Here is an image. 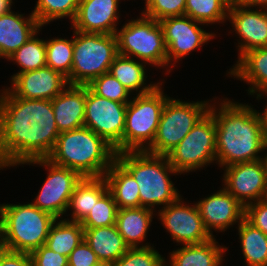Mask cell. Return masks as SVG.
<instances>
[{
  "mask_svg": "<svg viewBox=\"0 0 267 266\" xmlns=\"http://www.w3.org/2000/svg\"><path fill=\"white\" fill-rule=\"evenodd\" d=\"M186 0H151L141 13L158 22L169 17L185 15Z\"/></svg>",
  "mask_w": 267,
  "mask_h": 266,
  "instance_id": "cell-38",
  "label": "cell"
},
{
  "mask_svg": "<svg viewBox=\"0 0 267 266\" xmlns=\"http://www.w3.org/2000/svg\"><path fill=\"white\" fill-rule=\"evenodd\" d=\"M127 104L100 97L86 86L84 127L104 138L116 153L123 152Z\"/></svg>",
  "mask_w": 267,
  "mask_h": 266,
  "instance_id": "cell-14",
  "label": "cell"
},
{
  "mask_svg": "<svg viewBox=\"0 0 267 266\" xmlns=\"http://www.w3.org/2000/svg\"><path fill=\"white\" fill-rule=\"evenodd\" d=\"M51 37V38H50ZM46 36V63L47 66L68 77L71 73L73 62V35L69 38L58 35Z\"/></svg>",
  "mask_w": 267,
  "mask_h": 266,
  "instance_id": "cell-34",
  "label": "cell"
},
{
  "mask_svg": "<svg viewBox=\"0 0 267 266\" xmlns=\"http://www.w3.org/2000/svg\"><path fill=\"white\" fill-rule=\"evenodd\" d=\"M223 96H214L209 108L216 123V165L220 171L228 165L263 159L266 153L259 110L249 102Z\"/></svg>",
  "mask_w": 267,
  "mask_h": 266,
  "instance_id": "cell-2",
  "label": "cell"
},
{
  "mask_svg": "<svg viewBox=\"0 0 267 266\" xmlns=\"http://www.w3.org/2000/svg\"><path fill=\"white\" fill-rule=\"evenodd\" d=\"M217 240V237H213L200 244L179 245L167 253L165 266H224L227 261L224 258L230 247L222 242L220 245Z\"/></svg>",
  "mask_w": 267,
  "mask_h": 266,
  "instance_id": "cell-22",
  "label": "cell"
},
{
  "mask_svg": "<svg viewBox=\"0 0 267 266\" xmlns=\"http://www.w3.org/2000/svg\"><path fill=\"white\" fill-rule=\"evenodd\" d=\"M171 166L187 175L216 166V123L208 111L167 155ZM188 173V174H187Z\"/></svg>",
  "mask_w": 267,
  "mask_h": 266,
  "instance_id": "cell-10",
  "label": "cell"
},
{
  "mask_svg": "<svg viewBox=\"0 0 267 266\" xmlns=\"http://www.w3.org/2000/svg\"><path fill=\"white\" fill-rule=\"evenodd\" d=\"M265 161H266V165H267V151L265 153V157H264Z\"/></svg>",
  "mask_w": 267,
  "mask_h": 266,
  "instance_id": "cell-49",
  "label": "cell"
},
{
  "mask_svg": "<svg viewBox=\"0 0 267 266\" xmlns=\"http://www.w3.org/2000/svg\"><path fill=\"white\" fill-rule=\"evenodd\" d=\"M95 94L119 103H129L132 94L109 72L95 78L87 85Z\"/></svg>",
  "mask_w": 267,
  "mask_h": 266,
  "instance_id": "cell-36",
  "label": "cell"
},
{
  "mask_svg": "<svg viewBox=\"0 0 267 266\" xmlns=\"http://www.w3.org/2000/svg\"><path fill=\"white\" fill-rule=\"evenodd\" d=\"M213 98L186 101L170 97L162 110L152 144L145 150L155 155H167L209 111Z\"/></svg>",
  "mask_w": 267,
  "mask_h": 266,
  "instance_id": "cell-9",
  "label": "cell"
},
{
  "mask_svg": "<svg viewBox=\"0 0 267 266\" xmlns=\"http://www.w3.org/2000/svg\"><path fill=\"white\" fill-rule=\"evenodd\" d=\"M165 257L154 245L149 247L129 248L114 266H165Z\"/></svg>",
  "mask_w": 267,
  "mask_h": 266,
  "instance_id": "cell-37",
  "label": "cell"
},
{
  "mask_svg": "<svg viewBox=\"0 0 267 266\" xmlns=\"http://www.w3.org/2000/svg\"><path fill=\"white\" fill-rule=\"evenodd\" d=\"M245 219L267 235V198L248 205L245 208Z\"/></svg>",
  "mask_w": 267,
  "mask_h": 266,
  "instance_id": "cell-40",
  "label": "cell"
},
{
  "mask_svg": "<svg viewBox=\"0 0 267 266\" xmlns=\"http://www.w3.org/2000/svg\"><path fill=\"white\" fill-rule=\"evenodd\" d=\"M127 1H129V0H127ZM142 1H145V2H141V3H144V5L142 8H140V10H142L144 7H146L151 0H142ZM125 2H126V0H125ZM134 2H135V0H134Z\"/></svg>",
  "mask_w": 267,
  "mask_h": 266,
  "instance_id": "cell-48",
  "label": "cell"
},
{
  "mask_svg": "<svg viewBox=\"0 0 267 266\" xmlns=\"http://www.w3.org/2000/svg\"><path fill=\"white\" fill-rule=\"evenodd\" d=\"M73 33V62L69 85H89L95 78L108 73L118 55L116 34Z\"/></svg>",
  "mask_w": 267,
  "mask_h": 266,
  "instance_id": "cell-7",
  "label": "cell"
},
{
  "mask_svg": "<svg viewBox=\"0 0 267 266\" xmlns=\"http://www.w3.org/2000/svg\"><path fill=\"white\" fill-rule=\"evenodd\" d=\"M84 240L96 254L99 261L115 263L129 246L115 225L96 228H84Z\"/></svg>",
  "mask_w": 267,
  "mask_h": 266,
  "instance_id": "cell-27",
  "label": "cell"
},
{
  "mask_svg": "<svg viewBox=\"0 0 267 266\" xmlns=\"http://www.w3.org/2000/svg\"><path fill=\"white\" fill-rule=\"evenodd\" d=\"M118 209L112 194L107 191L80 224L83 228L115 225Z\"/></svg>",
  "mask_w": 267,
  "mask_h": 266,
  "instance_id": "cell-35",
  "label": "cell"
},
{
  "mask_svg": "<svg viewBox=\"0 0 267 266\" xmlns=\"http://www.w3.org/2000/svg\"><path fill=\"white\" fill-rule=\"evenodd\" d=\"M156 211L146 207L118 209L116 226L129 248L149 247L154 245L147 239Z\"/></svg>",
  "mask_w": 267,
  "mask_h": 266,
  "instance_id": "cell-24",
  "label": "cell"
},
{
  "mask_svg": "<svg viewBox=\"0 0 267 266\" xmlns=\"http://www.w3.org/2000/svg\"><path fill=\"white\" fill-rule=\"evenodd\" d=\"M0 266H33L29 253L7 250L1 244Z\"/></svg>",
  "mask_w": 267,
  "mask_h": 266,
  "instance_id": "cell-42",
  "label": "cell"
},
{
  "mask_svg": "<svg viewBox=\"0 0 267 266\" xmlns=\"http://www.w3.org/2000/svg\"><path fill=\"white\" fill-rule=\"evenodd\" d=\"M159 23L162 26L164 41L167 48V76L178 68L180 61L196 50L202 51L203 46L217 38V33L207 30L204 25L187 15L165 18ZM206 28V29H204ZM176 63H178L176 65ZM174 68V69H173Z\"/></svg>",
  "mask_w": 267,
  "mask_h": 266,
  "instance_id": "cell-12",
  "label": "cell"
},
{
  "mask_svg": "<svg viewBox=\"0 0 267 266\" xmlns=\"http://www.w3.org/2000/svg\"><path fill=\"white\" fill-rule=\"evenodd\" d=\"M56 165L84 177H103L116 160V151L104 138L87 127L62 132L47 157Z\"/></svg>",
  "mask_w": 267,
  "mask_h": 266,
  "instance_id": "cell-4",
  "label": "cell"
},
{
  "mask_svg": "<svg viewBox=\"0 0 267 266\" xmlns=\"http://www.w3.org/2000/svg\"><path fill=\"white\" fill-rule=\"evenodd\" d=\"M107 191L108 185L104 177L82 178L74 188L63 219L81 222Z\"/></svg>",
  "mask_w": 267,
  "mask_h": 266,
  "instance_id": "cell-26",
  "label": "cell"
},
{
  "mask_svg": "<svg viewBox=\"0 0 267 266\" xmlns=\"http://www.w3.org/2000/svg\"><path fill=\"white\" fill-rule=\"evenodd\" d=\"M232 0H186L185 15L208 27L227 25ZM222 24V25H221Z\"/></svg>",
  "mask_w": 267,
  "mask_h": 266,
  "instance_id": "cell-32",
  "label": "cell"
},
{
  "mask_svg": "<svg viewBox=\"0 0 267 266\" xmlns=\"http://www.w3.org/2000/svg\"><path fill=\"white\" fill-rule=\"evenodd\" d=\"M98 261L96 254L84 239L68 256V266H93Z\"/></svg>",
  "mask_w": 267,
  "mask_h": 266,
  "instance_id": "cell-41",
  "label": "cell"
},
{
  "mask_svg": "<svg viewBox=\"0 0 267 266\" xmlns=\"http://www.w3.org/2000/svg\"><path fill=\"white\" fill-rule=\"evenodd\" d=\"M236 229L243 266H267V235L246 219Z\"/></svg>",
  "mask_w": 267,
  "mask_h": 266,
  "instance_id": "cell-29",
  "label": "cell"
},
{
  "mask_svg": "<svg viewBox=\"0 0 267 266\" xmlns=\"http://www.w3.org/2000/svg\"><path fill=\"white\" fill-rule=\"evenodd\" d=\"M125 20L116 32L118 54L144 62L157 71L161 69L166 76L167 48L161 24L141 12Z\"/></svg>",
  "mask_w": 267,
  "mask_h": 266,
  "instance_id": "cell-6",
  "label": "cell"
},
{
  "mask_svg": "<svg viewBox=\"0 0 267 266\" xmlns=\"http://www.w3.org/2000/svg\"><path fill=\"white\" fill-rule=\"evenodd\" d=\"M43 29H45L44 26H41L37 33L6 59L19 68L13 74L33 71L47 66L45 37H40V32L42 35Z\"/></svg>",
  "mask_w": 267,
  "mask_h": 266,
  "instance_id": "cell-31",
  "label": "cell"
},
{
  "mask_svg": "<svg viewBox=\"0 0 267 266\" xmlns=\"http://www.w3.org/2000/svg\"><path fill=\"white\" fill-rule=\"evenodd\" d=\"M232 28L224 29L228 35L239 38L236 46L238 59L243 53L260 47H267V9L249 8L241 5L237 1L230 4L227 25ZM231 29V30H229Z\"/></svg>",
  "mask_w": 267,
  "mask_h": 266,
  "instance_id": "cell-16",
  "label": "cell"
},
{
  "mask_svg": "<svg viewBox=\"0 0 267 266\" xmlns=\"http://www.w3.org/2000/svg\"><path fill=\"white\" fill-rule=\"evenodd\" d=\"M17 0H0V15L7 13L13 6H15V2Z\"/></svg>",
  "mask_w": 267,
  "mask_h": 266,
  "instance_id": "cell-45",
  "label": "cell"
},
{
  "mask_svg": "<svg viewBox=\"0 0 267 266\" xmlns=\"http://www.w3.org/2000/svg\"><path fill=\"white\" fill-rule=\"evenodd\" d=\"M24 165L43 167L47 172L46 179L42 181L31 203L55 218L63 219L74 188L83 177L77 171L56 165L47 158L31 160L17 167H24Z\"/></svg>",
  "mask_w": 267,
  "mask_h": 266,
  "instance_id": "cell-11",
  "label": "cell"
},
{
  "mask_svg": "<svg viewBox=\"0 0 267 266\" xmlns=\"http://www.w3.org/2000/svg\"><path fill=\"white\" fill-rule=\"evenodd\" d=\"M148 71L151 69L146 63L120 54L114 58L109 68V73L133 96L151 92L164 79L159 78L157 82L150 81L152 76Z\"/></svg>",
  "mask_w": 267,
  "mask_h": 266,
  "instance_id": "cell-25",
  "label": "cell"
},
{
  "mask_svg": "<svg viewBox=\"0 0 267 266\" xmlns=\"http://www.w3.org/2000/svg\"><path fill=\"white\" fill-rule=\"evenodd\" d=\"M93 266H114L112 262H106V261H98L95 265Z\"/></svg>",
  "mask_w": 267,
  "mask_h": 266,
  "instance_id": "cell-46",
  "label": "cell"
},
{
  "mask_svg": "<svg viewBox=\"0 0 267 266\" xmlns=\"http://www.w3.org/2000/svg\"><path fill=\"white\" fill-rule=\"evenodd\" d=\"M31 10L41 26L68 19L71 23L76 15L80 0H35ZM62 19V20H61Z\"/></svg>",
  "mask_w": 267,
  "mask_h": 266,
  "instance_id": "cell-33",
  "label": "cell"
},
{
  "mask_svg": "<svg viewBox=\"0 0 267 266\" xmlns=\"http://www.w3.org/2000/svg\"><path fill=\"white\" fill-rule=\"evenodd\" d=\"M103 177L119 209L141 207L140 190L136 180L117 160Z\"/></svg>",
  "mask_w": 267,
  "mask_h": 266,
  "instance_id": "cell-28",
  "label": "cell"
},
{
  "mask_svg": "<svg viewBox=\"0 0 267 266\" xmlns=\"http://www.w3.org/2000/svg\"><path fill=\"white\" fill-rule=\"evenodd\" d=\"M182 195L177 201L159 209L156 218L175 246L200 244L213 237L206 230L195 201ZM192 202V203H191Z\"/></svg>",
  "mask_w": 267,
  "mask_h": 266,
  "instance_id": "cell-13",
  "label": "cell"
},
{
  "mask_svg": "<svg viewBox=\"0 0 267 266\" xmlns=\"http://www.w3.org/2000/svg\"><path fill=\"white\" fill-rule=\"evenodd\" d=\"M116 160L136 180L141 207L157 212L182 196L172 180V176H182L171 166L166 155L128 151L116 153Z\"/></svg>",
  "mask_w": 267,
  "mask_h": 266,
  "instance_id": "cell-3",
  "label": "cell"
},
{
  "mask_svg": "<svg viewBox=\"0 0 267 266\" xmlns=\"http://www.w3.org/2000/svg\"><path fill=\"white\" fill-rule=\"evenodd\" d=\"M83 239L84 228L80 222L57 219L50 228L45 246L68 257Z\"/></svg>",
  "mask_w": 267,
  "mask_h": 266,
  "instance_id": "cell-30",
  "label": "cell"
},
{
  "mask_svg": "<svg viewBox=\"0 0 267 266\" xmlns=\"http://www.w3.org/2000/svg\"><path fill=\"white\" fill-rule=\"evenodd\" d=\"M122 1L125 0H80L75 18L67 28L83 33L116 34L123 22L119 5Z\"/></svg>",
  "mask_w": 267,
  "mask_h": 266,
  "instance_id": "cell-19",
  "label": "cell"
},
{
  "mask_svg": "<svg viewBox=\"0 0 267 266\" xmlns=\"http://www.w3.org/2000/svg\"><path fill=\"white\" fill-rule=\"evenodd\" d=\"M217 189L195 201L204 226L212 237H217L214 232L227 233L245 219V207L223 186Z\"/></svg>",
  "mask_w": 267,
  "mask_h": 266,
  "instance_id": "cell-17",
  "label": "cell"
},
{
  "mask_svg": "<svg viewBox=\"0 0 267 266\" xmlns=\"http://www.w3.org/2000/svg\"><path fill=\"white\" fill-rule=\"evenodd\" d=\"M57 220L29 202L2 203L1 244L10 251L31 253L45 245L49 231Z\"/></svg>",
  "mask_w": 267,
  "mask_h": 266,
  "instance_id": "cell-5",
  "label": "cell"
},
{
  "mask_svg": "<svg viewBox=\"0 0 267 266\" xmlns=\"http://www.w3.org/2000/svg\"><path fill=\"white\" fill-rule=\"evenodd\" d=\"M237 2L249 8L267 9V0H237Z\"/></svg>",
  "mask_w": 267,
  "mask_h": 266,
  "instance_id": "cell-44",
  "label": "cell"
},
{
  "mask_svg": "<svg viewBox=\"0 0 267 266\" xmlns=\"http://www.w3.org/2000/svg\"><path fill=\"white\" fill-rule=\"evenodd\" d=\"M51 101L59 133L84 127L86 86L68 85Z\"/></svg>",
  "mask_w": 267,
  "mask_h": 266,
  "instance_id": "cell-23",
  "label": "cell"
},
{
  "mask_svg": "<svg viewBox=\"0 0 267 266\" xmlns=\"http://www.w3.org/2000/svg\"><path fill=\"white\" fill-rule=\"evenodd\" d=\"M221 173V186L245 208L267 198V165L264 158L228 165L221 169Z\"/></svg>",
  "mask_w": 267,
  "mask_h": 266,
  "instance_id": "cell-15",
  "label": "cell"
},
{
  "mask_svg": "<svg viewBox=\"0 0 267 266\" xmlns=\"http://www.w3.org/2000/svg\"><path fill=\"white\" fill-rule=\"evenodd\" d=\"M233 63L225 76L248 85L245 90L248 97L256 98L258 104L267 98V47L251 49Z\"/></svg>",
  "mask_w": 267,
  "mask_h": 266,
  "instance_id": "cell-20",
  "label": "cell"
},
{
  "mask_svg": "<svg viewBox=\"0 0 267 266\" xmlns=\"http://www.w3.org/2000/svg\"><path fill=\"white\" fill-rule=\"evenodd\" d=\"M0 89V170L47 158L52 152L58 127L51 100L15 97Z\"/></svg>",
  "mask_w": 267,
  "mask_h": 266,
  "instance_id": "cell-1",
  "label": "cell"
},
{
  "mask_svg": "<svg viewBox=\"0 0 267 266\" xmlns=\"http://www.w3.org/2000/svg\"><path fill=\"white\" fill-rule=\"evenodd\" d=\"M9 77L11 84L5 87L25 99L52 100L69 85L67 77L48 66Z\"/></svg>",
  "mask_w": 267,
  "mask_h": 266,
  "instance_id": "cell-18",
  "label": "cell"
},
{
  "mask_svg": "<svg viewBox=\"0 0 267 266\" xmlns=\"http://www.w3.org/2000/svg\"><path fill=\"white\" fill-rule=\"evenodd\" d=\"M33 266H68V257L61 255L45 245L30 253Z\"/></svg>",
  "mask_w": 267,
  "mask_h": 266,
  "instance_id": "cell-39",
  "label": "cell"
},
{
  "mask_svg": "<svg viewBox=\"0 0 267 266\" xmlns=\"http://www.w3.org/2000/svg\"><path fill=\"white\" fill-rule=\"evenodd\" d=\"M2 238V203L0 204V244Z\"/></svg>",
  "mask_w": 267,
  "mask_h": 266,
  "instance_id": "cell-47",
  "label": "cell"
},
{
  "mask_svg": "<svg viewBox=\"0 0 267 266\" xmlns=\"http://www.w3.org/2000/svg\"><path fill=\"white\" fill-rule=\"evenodd\" d=\"M264 100H266V103L262 106L263 109L262 111L259 110L260 115H261V119H262V125H263V143H264V147L265 150L267 151V98H263Z\"/></svg>",
  "mask_w": 267,
  "mask_h": 266,
  "instance_id": "cell-43",
  "label": "cell"
},
{
  "mask_svg": "<svg viewBox=\"0 0 267 266\" xmlns=\"http://www.w3.org/2000/svg\"><path fill=\"white\" fill-rule=\"evenodd\" d=\"M163 79L151 92L132 96L126 107L123 152L145 151L153 142L162 110L170 96Z\"/></svg>",
  "mask_w": 267,
  "mask_h": 266,
  "instance_id": "cell-8",
  "label": "cell"
},
{
  "mask_svg": "<svg viewBox=\"0 0 267 266\" xmlns=\"http://www.w3.org/2000/svg\"><path fill=\"white\" fill-rule=\"evenodd\" d=\"M14 9L0 15V60L4 61L41 28L32 11L25 14Z\"/></svg>",
  "mask_w": 267,
  "mask_h": 266,
  "instance_id": "cell-21",
  "label": "cell"
}]
</instances>
